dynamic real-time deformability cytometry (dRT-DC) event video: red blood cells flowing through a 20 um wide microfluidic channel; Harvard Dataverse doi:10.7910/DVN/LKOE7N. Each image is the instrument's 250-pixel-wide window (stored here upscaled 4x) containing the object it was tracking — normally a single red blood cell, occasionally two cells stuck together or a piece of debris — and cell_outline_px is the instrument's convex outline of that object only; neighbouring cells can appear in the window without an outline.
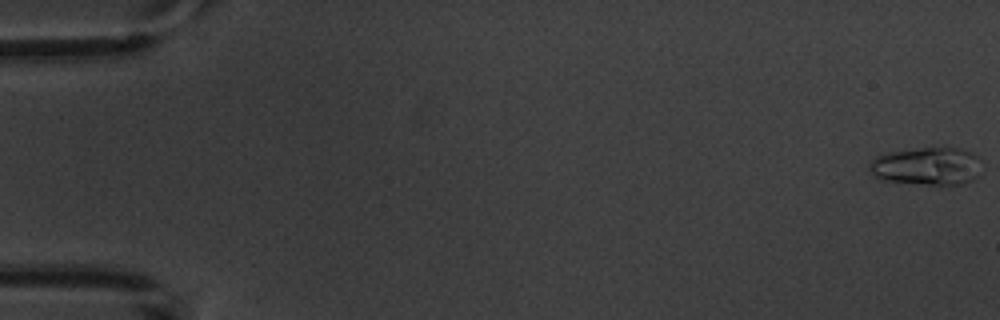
{"species": "common noctule bat (a hibernating species)", "species_latin": "Nyctalus noctula", "temperature_condition": "warm", "stored_images_in_passage": 4, "camera_frame_rate_fps": 3000, "um_per_image_px": 0.085, "animal": {"sex": "male", "body_mass_g": 20.1, "forearm_length_mm": 53.5}, "frame": {"image": 1, "passage_image": 1, "time_ms": 0.0, "image_size_px": [1000, 320], "cell_outline_px": [[976, 176], [972, 180], [964, 184], [928, 184], [880, 180], [868, 168], [868, 164], [876, 156], [888, 152], [944, 144], [948, 144], [972, 152], [976, 156]], "centroid_in_image_um": [78.74, 14.07], "position_along_channel_um": 6.3, "area_um2": 24.97}}